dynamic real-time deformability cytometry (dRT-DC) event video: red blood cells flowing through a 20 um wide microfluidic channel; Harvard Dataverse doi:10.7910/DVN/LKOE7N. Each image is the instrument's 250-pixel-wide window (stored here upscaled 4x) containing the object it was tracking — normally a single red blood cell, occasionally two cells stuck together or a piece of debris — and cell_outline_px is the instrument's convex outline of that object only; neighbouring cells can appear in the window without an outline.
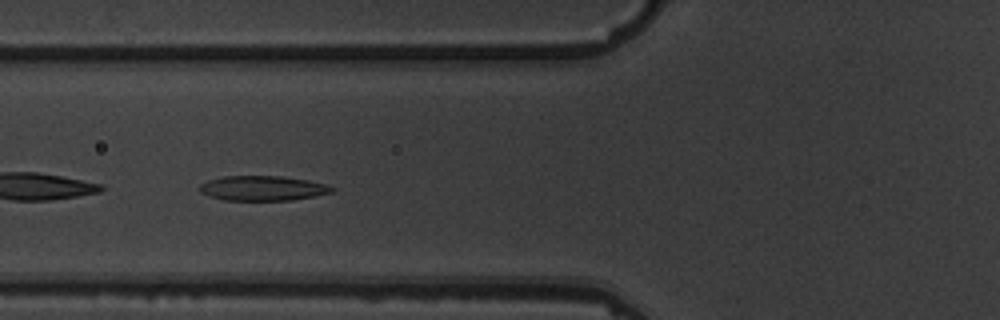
{"species": "common noctule bat (a hibernating species)", "species_latin": "Nyctalus noctula", "temperature_condition": "warm", "stored_images_in_passage": 7, "camera_frame_rate_fps": 3000, "um_per_image_px": 0.085, "animal": {"sex": "male", "body_mass_g": 19.5, "forearm_length_mm": 54.6}, "frame": {"image": 1, "passage_image": 6, "time_ms": 6.667, "image_size_px": [1000, 320], "cell_outline_px": [[336, 188], [332, 192], [316, 196], [292, 200], [224, 200], [200, 192], [200, 184], [208, 180], [220, 176], [280, 176], [308, 180], [328, 184]], "centroid_in_image_um": [22.37, 15.99], "position_along_channel_um": 103.4, "area_um2": 19.19}}